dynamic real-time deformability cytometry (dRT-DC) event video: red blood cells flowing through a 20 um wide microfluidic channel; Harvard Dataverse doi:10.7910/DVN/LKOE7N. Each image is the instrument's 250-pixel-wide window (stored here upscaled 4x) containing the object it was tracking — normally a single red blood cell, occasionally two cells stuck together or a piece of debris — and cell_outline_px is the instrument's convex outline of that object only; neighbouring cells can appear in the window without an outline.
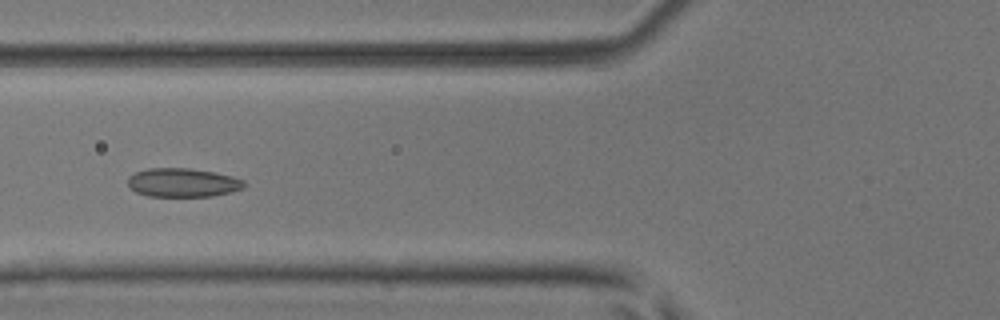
{"species": "common noctule bat (a hibernating species)", "species_latin": "Nyctalus noctula", "temperature_condition": "room temperature", "stored_images_in_passage": 6, "camera_frame_rate_fps": 3000, "um_per_image_px": 0.085, "animal": {"sex": "male", "body_mass_g": 17.9, "forearm_length_mm": 54.2}, "frame": {"image": 1, "passage_image": 6, "time_ms": 1.667, "image_size_px": [1000, 320], "cell_outline_px": [[248, 184], [244, 188], [232, 192], [212, 196], [148, 196], [136, 192], [128, 188], [128, 176], [136, 172], [148, 168], [188, 168], [212, 172], [232, 176], [244, 180]], "centroid_in_image_um": [15.54, 15.52], "position_along_channel_um": 110.3, "area_um2": 19.65}}